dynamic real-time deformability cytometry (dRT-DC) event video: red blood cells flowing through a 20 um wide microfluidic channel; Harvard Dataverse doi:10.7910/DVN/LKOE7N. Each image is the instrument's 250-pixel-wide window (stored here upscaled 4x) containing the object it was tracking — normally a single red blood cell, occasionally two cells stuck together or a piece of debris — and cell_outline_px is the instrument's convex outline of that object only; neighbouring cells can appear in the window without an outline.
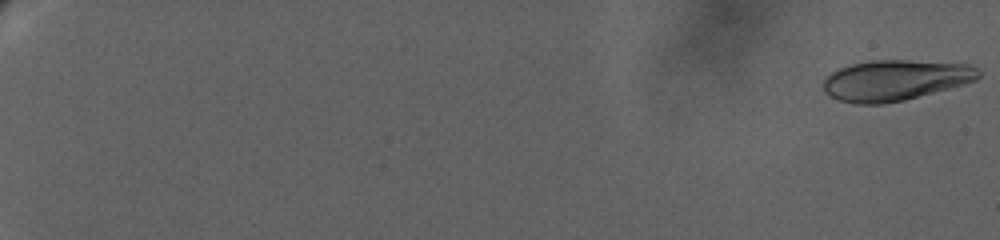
{"species": "human", "species_latin": "Homo sapiens", "temperature_condition": "warm", "stored_images_in_passage": 71, "camera_frame_rate_fps": 3000, "um_per_image_px": 0.085, "donor": {"sex": "female"}, "frame": {"image": 1, "passage_image": 1, "time_ms": 0.0, "image_size_px": [1000, 240], "cell_outline_px": [[980, 76], [976, 80], [964, 84], [904, 100], [884, 104], [856, 104], [840, 100], [824, 92], [824, 80], [832, 72], [840, 68], [852, 64], [872, 60], [908, 60], [968, 64], [976, 68], [980, 72]], "centroid_in_image_um": [76.1, 6.82], "position_along_channel_um": 8.9, "area_um2": 36.47}}
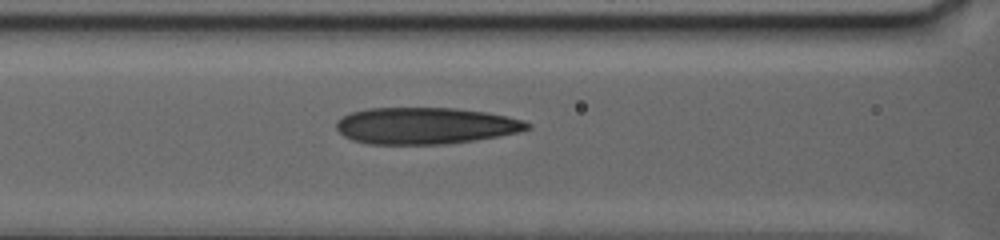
{"frame": {"image": 2, "passage_image": 39, "time_ms": 12.667, "image_size_px": [1000, 240], "cell_outline_px": [[532, 128], [520, 132], [472, 140], [444, 144], [368, 144], [352, 140], [344, 136], [336, 128], [336, 120], [352, 112], [368, 108], [456, 108], [488, 112], [508, 116], [524, 120], [532, 124]], "centroid_in_image_um": [36.18, 10.68], "position_along_channel_um": 130.4, "area_um2": 40.86}}
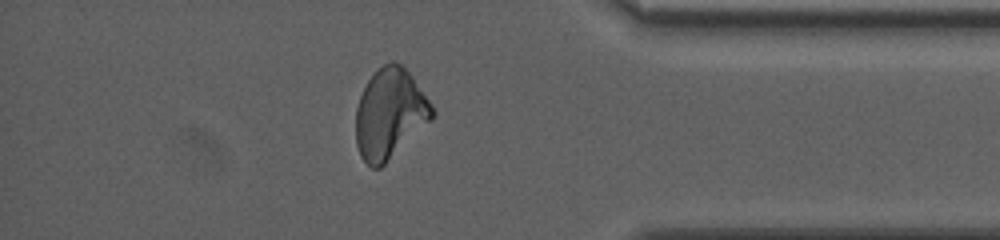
{"frame": {"image": 3, "passage_image": 68, "time_ms": 22.333, "image_size_px": [1000, 240], "cell_outline_px": [[436, 112], [432, 120], [380, 168], [372, 168], [360, 156], [356, 144], [356, 108], [360, 96], [368, 80], [384, 64], [392, 60], [400, 64], [412, 76], [432, 104]], "centroid_in_image_um": [33.15, 9.68], "position_along_channel_um": 402.1, "area_um2": 39.82}, "authors_computed_cell_mechanics": {"area_um2": 39.1306, "velocity_mm_per_s": 2.9621, "shape_relaxation_time_tau1_ms": null, "shape_relaxation_time_tau2_ms": 2.6844, "deformation_change_tau1": null, "deformation_change_tau2": 0.1092}}